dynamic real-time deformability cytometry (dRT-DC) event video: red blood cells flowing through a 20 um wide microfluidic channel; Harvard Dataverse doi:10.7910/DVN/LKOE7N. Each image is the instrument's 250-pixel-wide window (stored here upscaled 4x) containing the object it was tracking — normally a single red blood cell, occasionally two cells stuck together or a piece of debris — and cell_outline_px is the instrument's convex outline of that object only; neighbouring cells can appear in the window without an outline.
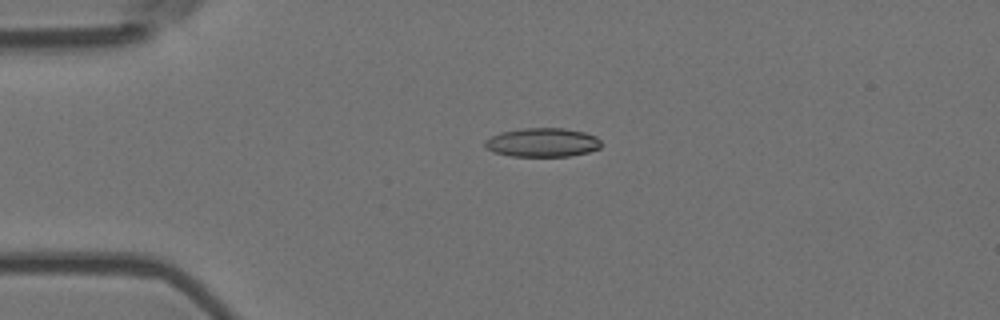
{"species": "Egyptian fruit bat (a non-hibernating species)", "species_latin": "Rousettus aegyptiacus", "temperature_condition": "room temperature", "stored_images_in_passage": 3, "camera_frame_rate_fps": 3000, "um_per_image_px": 0.085, "animal": {"sex": "female"}, "frame": {"image": 1, "passage_image": 1, "time_ms": 0.0, "image_size_px": [1000, 320], "cell_outline_px": [[600, 148], [588, 152], [568, 156], [512, 156], [492, 152], [484, 148], [484, 140], [500, 132], [520, 128], [564, 128], [584, 132], [596, 136], [600, 140]], "centroid_in_image_um": [46.06, 12.1], "position_along_channel_um": 38.9, "area_um2": 19.71}}
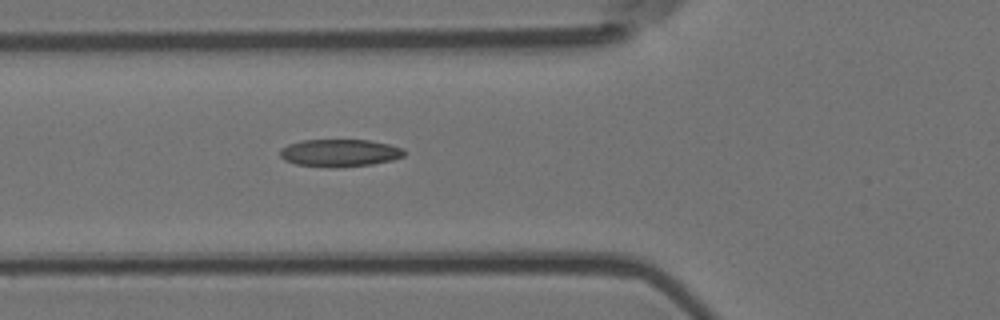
{"frame": {"image": 2, "passage_image": 3, "time_ms": 0.667, "image_size_px": [1000, 320], "cell_outline_px": [[404, 156], [392, 160], [372, 164], [336, 168], [296, 164], [284, 160], [280, 156], [280, 148], [288, 144], [300, 140], [368, 140], [388, 144], [404, 148]], "centroid_in_image_um": [28.85, 13.0], "position_along_channel_um": 96.9, "area_um2": 19.94}}